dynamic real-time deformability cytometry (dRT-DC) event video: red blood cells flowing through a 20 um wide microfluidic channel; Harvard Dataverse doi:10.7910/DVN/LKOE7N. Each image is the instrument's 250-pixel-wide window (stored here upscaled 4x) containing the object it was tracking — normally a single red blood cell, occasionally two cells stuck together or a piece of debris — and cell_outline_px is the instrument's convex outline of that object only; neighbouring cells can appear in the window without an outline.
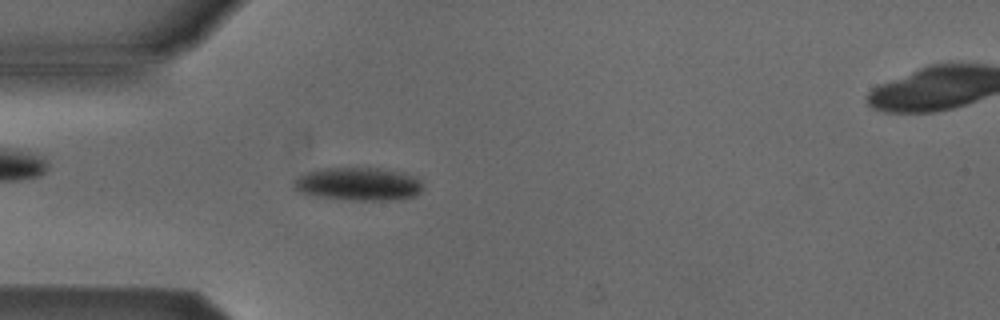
{"species": "Egyptian fruit bat (a non-hibernating species)", "species_latin": "Rousettus aegyptiacus", "temperature_condition": "cold", "stored_images_in_passage": 33, "camera_frame_rate_fps": 3000, "um_per_image_px": 0.085, "animal": {"sex": "male"}, "frame": {"image": 1, "passage_image": 3, "time_ms": 0.667, "image_size_px": [1000, 320], "cell_outline_px": [[424, 188], [416, 196], [388, 200], [352, 200], [320, 196], [300, 192], [292, 188], [292, 180], [296, 176], [304, 172], [320, 168], [376, 168], [400, 172], [416, 176], [424, 184]], "centroid_in_image_um": [30.44, 15.63], "position_along_channel_um": 54.6, "area_um2": 25.14}}
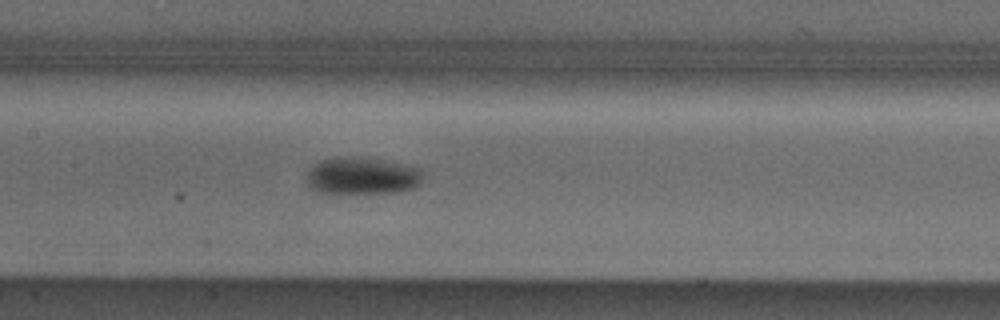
{"frame": {"image": 2, "passage_image": 13, "time_ms": 4.0, "image_size_px": [1000, 320], "cell_outline_px": [[424, 180], [416, 188], [400, 192], [336, 196], [316, 192], [308, 184], [308, 172], [312, 164], [320, 160], [336, 156], [340, 156], [384, 160], [416, 164], [424, 168]], "centroid_in_image_um": [30.86, 14.98], "position_along_channel_um": 176.5, "area_um2": 26.93}}
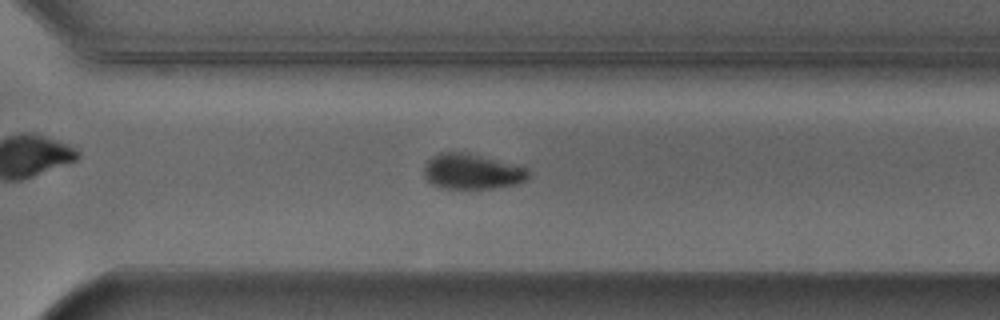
{"frame": {"image": 3, "passage_image": 25, "time_ms": 8.0, "image_size_px": [1000, 320], "cell_outline_px": [[528, 176], [524, 180], [516, 184], [492, 188], [440, 188], [432, 184], [424, 176], [424, 164], [432, 156], [440, 152], [468, 152], [524, 164], [528, 168]], "centroid_in_image_um": [40.16, 14.54], "position_along_channel_um": 330.4, "area_um2": 22.08}, "authors_computed_cell_mechanics": {"area_um2": 24.2182, "velocity_mm_per_s": 3.8584, "shape_relaxation_time_tau1_ms": 1.6308, "shape_relaxation_time_tau2_ms": null, "deformation_change_tau1": 0.1095, "deformation_change_tau2": null}}